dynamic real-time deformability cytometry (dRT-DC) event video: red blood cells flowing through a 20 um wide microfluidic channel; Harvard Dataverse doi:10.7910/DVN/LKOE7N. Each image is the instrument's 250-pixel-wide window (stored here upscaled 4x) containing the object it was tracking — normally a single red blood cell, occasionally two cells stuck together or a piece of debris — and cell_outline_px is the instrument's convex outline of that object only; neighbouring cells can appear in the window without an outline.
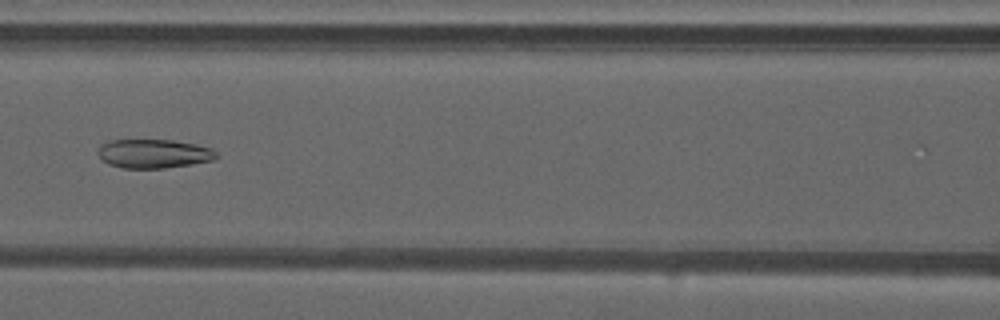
{"species": "common noctule bat (a hibernating species)", "species_latin": "Nyctalus noctula", "temperature_condition": "warm", "stored_images_in_passage": 39, "camera_frame_rate_fps": 3000, "um_per_image_px": 0.085, "animal": {"sex": "male", "forearm_length_mm": 52.5}, "frame": {"image": 1, "passage_image": 13, "time_ms": 4.0, "image_size_px": [1000, 320], "cell_outline_px": [[220, 156], [216, 160], [192, 164], [164, 168], [124, 168], [108, 164], [96, 152], [100, 144], [108, 140], [172, 140], [196, 144], [212, 148]], "centroid_in_image_um": [13.09, 13.06], "position_along_channel_um": 153.5, "area_um2": 20.17}}
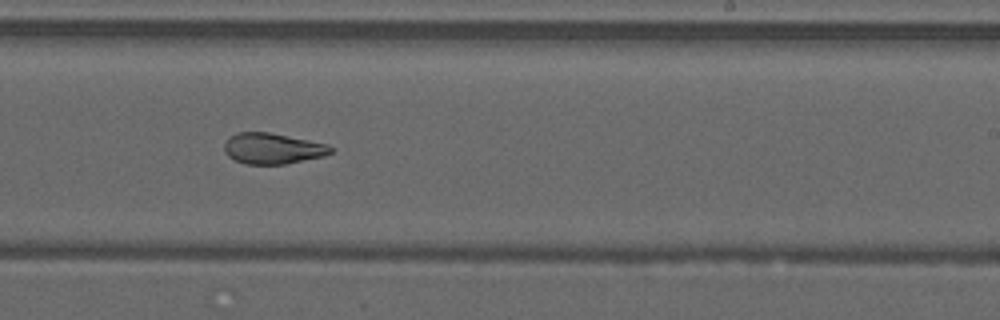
{"frame": {"image": 2, "passage_image": 21, "time_ms": 6.667, "image_size_px": [1000, 320], "cell_outline_px": [[332, 152], [324, 156], [284, 164], [244, 164], [228, 156], [224, 148], [224, 144], [232, 136], [240, 132], [268, 132], [328, 144], [332, 148]], "centroid_in_image_um": [23.18, 12.63], "position_along_channel_um": 265.8, "area_um2": 18.84}}
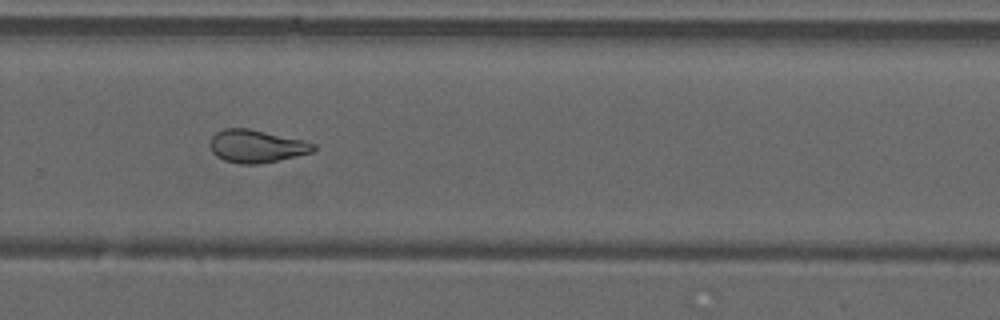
{"frame": {"image": 3, "passage_image": 24, "time_ms": 7.667, "image_size_px": [1000, 320], "cell_outline_px": [[316, 148], [312, 152], [296, 156], [260, 164], [240, 164], [224, 160], [216, 156], [212, 152], [208, 144], [212, 136], [216, 132], [224, 128], [248, 128], [304, 140], [316, 144]], "centroid_in_image_um": [21.77, 12.42], "position_along_channel_um": 308.0, "area_um2": 19.88}, "authors_computed_cell_mechanics": {"area_um2": 20.5768, "velocity_mm_per_s": 4.2254, "shape_relaxation_time_tau1_ms": null, "shape_relaxation_time_tau2_ms": 2.1533, "deformation_change_tau1": null, "deformation_change_tau2": 0.0849}}